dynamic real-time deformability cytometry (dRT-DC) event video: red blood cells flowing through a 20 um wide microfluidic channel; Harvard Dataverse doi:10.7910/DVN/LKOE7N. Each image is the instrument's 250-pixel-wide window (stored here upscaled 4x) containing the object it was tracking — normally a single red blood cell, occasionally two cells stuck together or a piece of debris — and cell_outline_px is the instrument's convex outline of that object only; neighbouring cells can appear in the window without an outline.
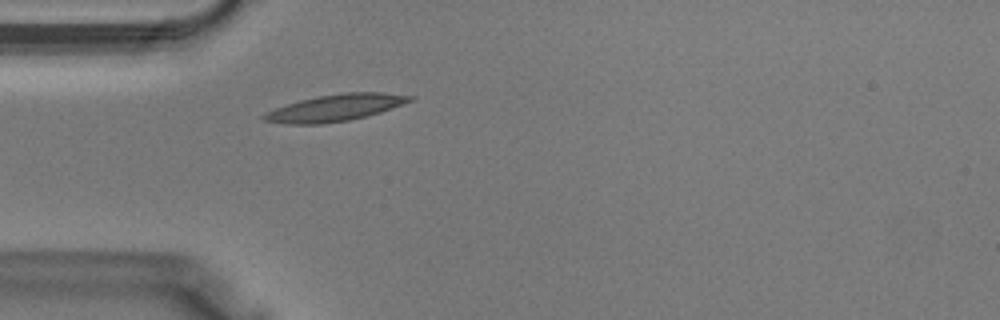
{"species": "Egyptian fruit bat (a non-hibernating species)", "species_latin": "Rousettus aegyptiacus", "temperature_condition": "warm", "stored_images_in_passage": 35, "camera_frame_rate_fps": 3000, "um_per_image_px": 0.085, "animal": {"sex": "male"}, "frame": {"image": 1, "passage_image": 7, "time_ms": 2.0, "image_size_px": [1000, 320], "cell_outline_px": [[416, 100], [380, 112], [348, 120], [320, 124], [288, 124], [264, 120], [260, 116], [276, 108], [300, 100], [320, 96], [344, 92], [384, 92], [416, 96]], "centroid_in_image_um": [28.58, 9.15], "position_along_channel_um": 56.4, "area_um2": 22.54}}
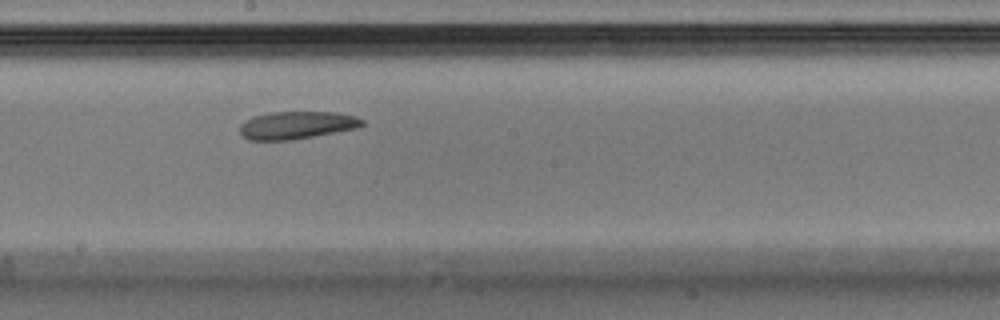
{"frame": {"image": 2, "passage_image": 17, "time_ms": 5.333, "image_size_px": [1000, 320], "cell_outline_px": [[364, 124], [360, 128], [292, 140], [248, 140], [240, 136], [240, 124], [244, 120], [252, 116], [268, 112], [336, 112], [356, 116], [364, 120]], "centroid_in_image_um": [25.21, 10.64], "position_along_channel_um": 223.0, "area_um2": 20.11}}
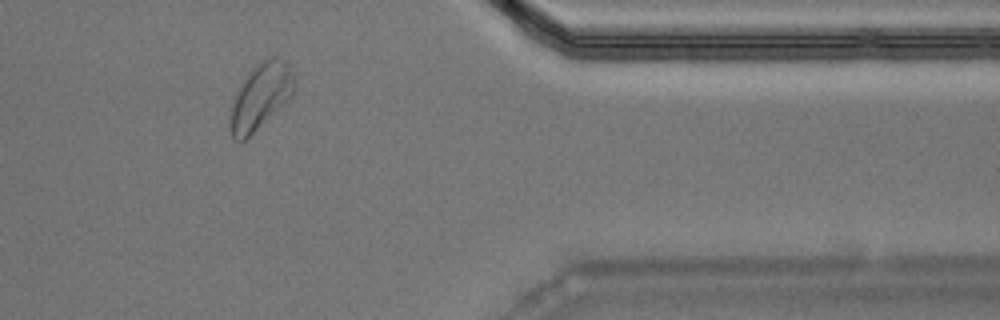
{"frame": {"image": 3, "passage_image": 28, "time_ms": 9.0, "image_size_px": [1000, 320], "cell_outline_px": [[296, 88], [244, 140], [236, 140], [232, 136], [228, 128], [228, 116], [232, 104], [248, 72], [256, 64], [268, 56], [280, 56], [288, 64], [292, 72], [296, 84]], "centroid_in_image_um": [22.11, 8.12], "position_along_channel_um": 389.3, "area_um2": 23.7}}